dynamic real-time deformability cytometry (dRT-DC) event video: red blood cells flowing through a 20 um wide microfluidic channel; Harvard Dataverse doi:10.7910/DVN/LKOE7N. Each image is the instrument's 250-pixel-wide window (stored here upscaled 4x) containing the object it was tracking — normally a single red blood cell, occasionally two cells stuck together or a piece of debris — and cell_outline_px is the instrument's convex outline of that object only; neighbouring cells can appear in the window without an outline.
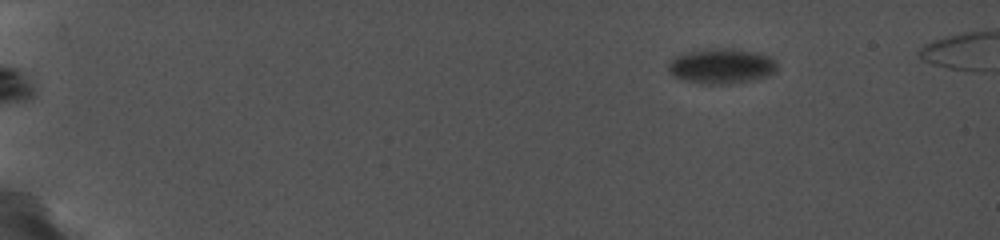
{"species": "common noctule bat (a hibernating species)", "species_latin": "Nyctalus noctula", "temperature_condition": "cold", "stored_images_in_passage": 43, "camera_frame_rate_fps": 5000, "um_per_image_px": 0.085, "animal": {"sex": "female", "body_mass_g": 19.0, "forearm_length_mm": 56.7}, "frame": {"image": 1, "passage_image": 1, "time_ms": 0.0, "image_size_px": [1000, 240], "cell_outline_px": [[776, 72], [768, 76], [752, 80], [732, 84], [704, 84], [684, 80], [672, 76], [668, 72], [668, 64], [672, 56], [688, 52], [712, 48], [732, 48], [772, 56], [776, 60]], "centroid_in_image_um": [61.31, 5.62], "position_along_channel_um": 23.7, "area_um2": 22.6}}
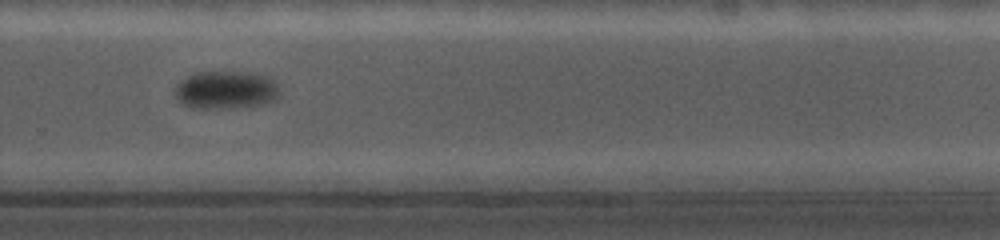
{"frame": {"image": 2, "passage_image": 31, "time_ms": 11.8, "image_size_px": [1000, 240], "cell_outline_px": [[276, 96], [272, 100], [260, 104], [220, 108], [200, 108], [184, 104], [180, 100], [176, 88], [184, 80], [196, 72], [240, 72], [264, 76], [272, 80], [276, 84]], "centroid_in_image_um": [19.19, 7.64], "position_along_channel_um": 310.6, "area_um2": 21.79}}
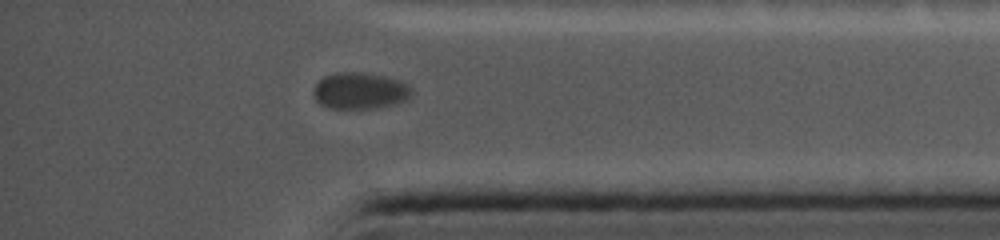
{"frame": {"image": 3, "passage_image": 39, "time_ms": 14.4, "image_size_px": [1000, 240], "cell_outline_px": [[412, 92], [404, 100], [392, 104], [376, 108], [328, 108], [320, 104], [316, 100], [316, 84], [324, 76], [340, 72], [364, 72], [384, 76], [400, 80], [408, 84], [412, 88]], "centroid_in_image_um": [30.62, 7.7], "position_along_channel_um": 404.6, "area_um2": 20.58}}